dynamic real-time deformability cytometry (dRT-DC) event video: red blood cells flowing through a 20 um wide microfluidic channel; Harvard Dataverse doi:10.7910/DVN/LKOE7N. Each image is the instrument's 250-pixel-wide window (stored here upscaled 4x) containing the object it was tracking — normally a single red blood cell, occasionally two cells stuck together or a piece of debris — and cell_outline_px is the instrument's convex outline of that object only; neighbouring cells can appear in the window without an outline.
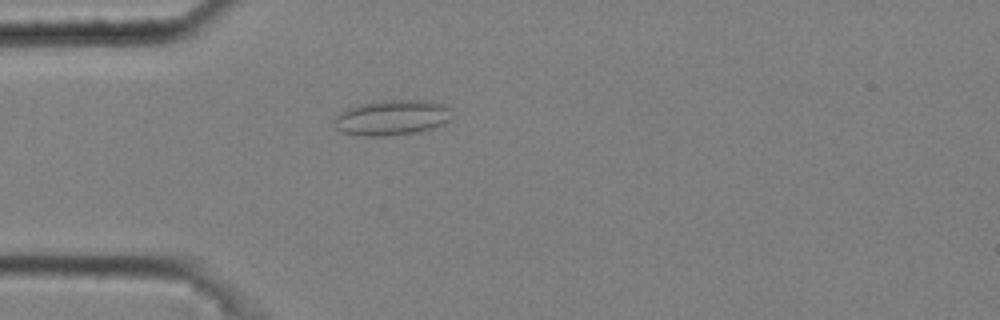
{"species": "common noctule bat (a hibernating species)", "species_latin": "Nyctalus noctula", "temperature_condition": "cold", "stored_images_in_passage": 3, "camera_frame_rate_fps": 3000, "um_per_image_px": 0.085, "animal": {"sex": "male", "body_mass_g": 20.4}, "frame": {"image": 1, "passage_image": 3, "time_ms": 0.667, "image_size_px": [1000, 320], "cell_outline_px": [[452, 120], [444, 124], [432, 128], [416, 132], [384, 136], [360, 136], [344, 132], [336, 128], [332, 124], [332, 120], [340, 112], [348, 108], [364, 104], [384, 100], [432, 100], [448, 104], [452, 108]], "centroid_in_image_um": [33.39, 9.99], "position_along_channel_um": 51.6, "area_um2": 24.62}}